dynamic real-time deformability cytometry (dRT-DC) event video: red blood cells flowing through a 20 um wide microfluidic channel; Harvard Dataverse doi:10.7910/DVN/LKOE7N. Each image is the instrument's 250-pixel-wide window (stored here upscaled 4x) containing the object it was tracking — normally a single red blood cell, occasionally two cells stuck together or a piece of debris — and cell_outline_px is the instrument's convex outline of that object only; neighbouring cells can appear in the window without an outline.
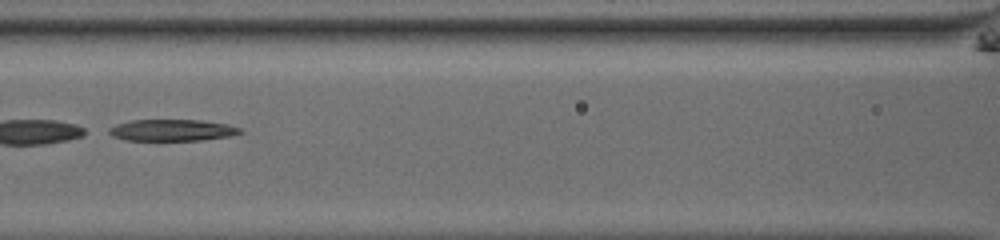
{"species": "common noctule bat (a hibernating species)", "species_latin": "Nyctalus noctula", "temperature_condition": "room temperature", "stored_images_in_passage": 53, "segment_of_instrument_passage": [2, 2], "camera_frame_rate_fps": 3000, "um_per_image_px": 0.085, "animal": {"sex": "male", "body_mass_g": 13.0, "forearm_length_mm": 53.1}, "frame": {"image": 1, "passage_image": 27, "time_ms": 8.667, "image_size_px": [1000, 240], "cell_outline_px": [[244, 132], [228, 136], [200, 140], [124, 140], [112, 136], [104, 132], [108, 128], [116, 124], [132, 120], [200, 120], [228, 124], [240, 128]], "centroid_in_image_um": [14.56, 11.06], "position_along_channel_um": 152.0, "area_um2": 16.53}}